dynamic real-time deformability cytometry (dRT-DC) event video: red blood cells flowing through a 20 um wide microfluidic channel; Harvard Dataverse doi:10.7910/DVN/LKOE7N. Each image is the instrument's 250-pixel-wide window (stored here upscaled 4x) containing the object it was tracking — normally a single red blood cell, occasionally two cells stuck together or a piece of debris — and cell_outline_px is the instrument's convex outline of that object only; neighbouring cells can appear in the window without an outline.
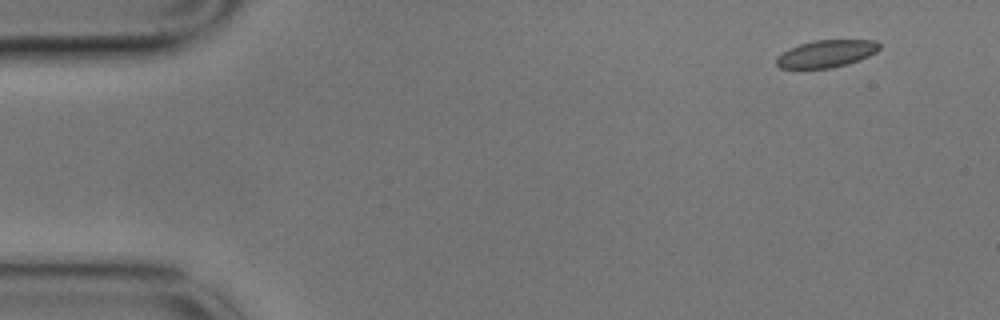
{"species": "common noctule bat (a hibernating species)", "species_latin": "Nyctalus noctula", "temperature_condition": "cold", "stored_images_in_passage": 5, "camera_frame_rate_fps": 3000, "um_per_image_px": 0.085, "animal": {"sex": "male", "body_mass_g": 17.9}, "frame": {"image": 1, "passage_image": 1, "time_ms": 0.0, "image_size_px": [1000, 320], "cell_outline_px": [[880, 48], [876, 52], [868, 56], [848, 64], [832, 68], [780, 68], [776, 64], [776, 56], [788, 48], [800, 44], [816, 40], [876, 40], [880, 44]], "centroid_in_image_um": [70.22, 4.56], "position_along_channel_um": 14.8, "area_um2": 16.42}}